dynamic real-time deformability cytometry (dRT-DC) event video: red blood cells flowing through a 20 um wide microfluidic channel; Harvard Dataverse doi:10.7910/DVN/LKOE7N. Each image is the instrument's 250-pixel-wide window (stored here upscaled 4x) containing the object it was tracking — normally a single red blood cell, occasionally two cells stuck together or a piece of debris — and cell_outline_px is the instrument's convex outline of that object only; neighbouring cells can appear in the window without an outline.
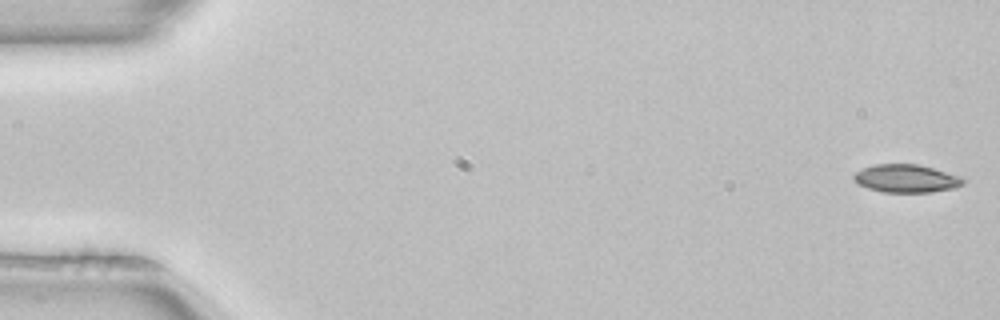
{"species": "common noctule bat (a hibernating species)", "species_latin": "Nyctalus noctula", "temperature_condition": "room temperature", "stored_images_in_passage": 52, "camera_frame_rate_fps": 3000, "um_per_image_px": 0.085, "animal": {"sex": "female", "body_mass_g": 22.7, "forearm_length_mm": 54.2}, "frame": {"image": 1, "passage_image": 1, "time_ms": 0.0, "image_size_px": [1000, 320], "cell_outline_px": [[968, 180], [964, 184], [956, 188], [932, 192], [884, 192], [868, 188], [852, 180], [852, 176], [856, 172], [864, 168], [876, 164], [920, 164], [960, 176]], "centroid_in_image_um": [77.08, 15.17], "position_along_channel_um": 7.9, "area_um2": 17.98}}
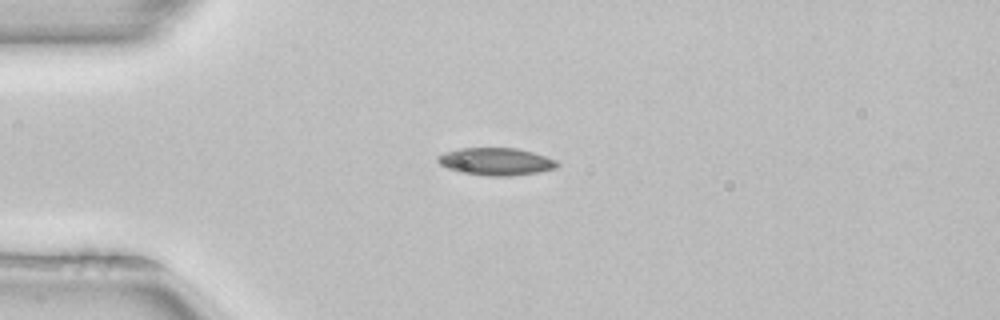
{"frame": {"image": 2, "passage_image": 13, "time_ms": 4.0, "image_size_px": [1000, 320], "cell_outline_px": [[560, 164], [556, 168], [536, 172], [508, 176], [488, 176], [460, 172], [448, 168], [440, 164], [436, 160], [436, 156], [444, 152], [460, 148], [516, 148], [532, 152], [556, 160]], "centroid_in_image_um": [42.12, 13.73], "position_along_channel_um": 42.9, "area_um2": 19.02}}
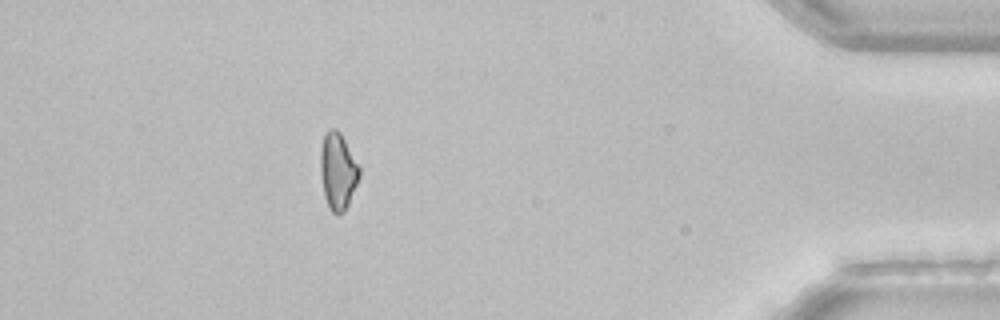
{"frame": {"image": 3, "passage_image": 46, "time_ms": 15.0, "image_size_px": [1000, 320], "cell_outline_px": [[360, 176], [348, 204], [344, 212], [336, 216], [332, 212], [324, 196], [320, 172], [320, 152], [324, 136], [328, 128], [336, 128], [340, 132], [360, 168]], "centroid_in_image_um": [28.71, 14.55], "position_along_channel_um": 406.5, "area_um2": 17.34}, "authors_computed_cell_mechanics": {"area_um2": 18.207, "velocity_mm_per_s": 3.9862, "shape_relaxation_time_tau1_ms": 3.8205, "shape_relaxation_time_tau2_ms": null, "deformation_change_tau1": 0.1082, "deformation_change_tau2": null}}